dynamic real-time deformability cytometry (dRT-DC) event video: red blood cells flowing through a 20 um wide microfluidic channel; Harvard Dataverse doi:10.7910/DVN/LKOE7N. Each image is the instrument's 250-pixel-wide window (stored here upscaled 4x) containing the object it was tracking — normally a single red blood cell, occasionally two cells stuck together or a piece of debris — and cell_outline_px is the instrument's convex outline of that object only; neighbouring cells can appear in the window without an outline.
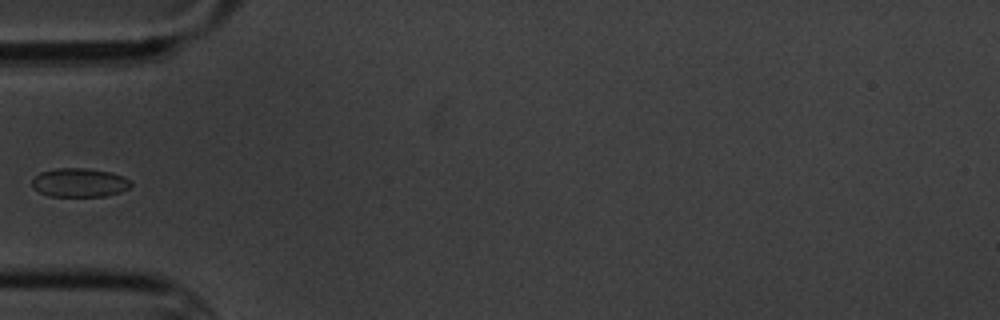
{"species": "common noctule bat (a hibernating species)", "species_latin": "Nyctalus noctula", "temperature_condition": "cold", "stored_images_in_passage": 4, "camera_frame_rate_fps": 3000, "um_per_image_px": 0.085, "animal": {"sex": "male", "body_mass_g": 20.1, "forearm_length_mm": 53.5}, "frame": {"image": 1, "passage_image": 4, "time_ms": 4.333, "image_size_px": [1000, 320], "cell_outline_px": [[132, 184], [128, 188], [120, 192], [104, 196], [48, 196], [32, 188], [32, 180], [40, 172], [56, 168], [84, 168], [112, 172], [124, 176], [132, 180]], "centroid_in_image_um": [6.77, 15.51], "position_along_channel_um": 78.2, "area_um2": 16.7}}